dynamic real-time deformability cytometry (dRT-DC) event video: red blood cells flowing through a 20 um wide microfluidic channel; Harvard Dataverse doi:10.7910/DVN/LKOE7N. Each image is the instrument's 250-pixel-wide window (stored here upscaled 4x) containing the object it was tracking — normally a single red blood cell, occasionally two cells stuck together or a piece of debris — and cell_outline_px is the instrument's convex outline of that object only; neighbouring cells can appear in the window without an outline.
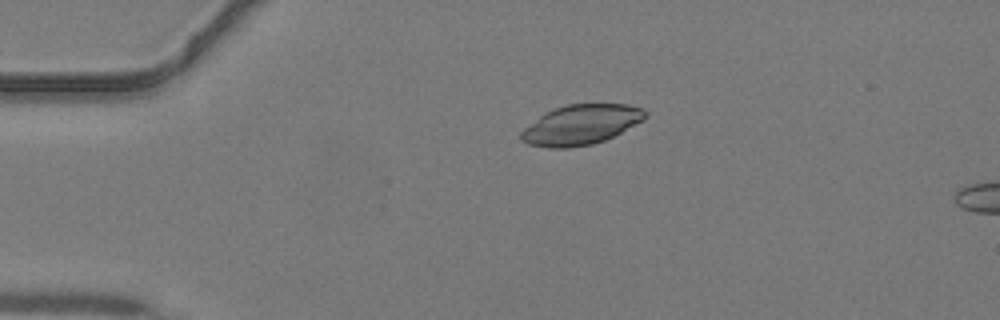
{"species": "common noctule bat (a hibernating species)", "species_latin": "Nyctalus noctula", "temperature_condition": "warm", "stored_images_in_passage": 5, "camera_frame_rate_fps": 3000, "um_per_image_px": 0.085, "animal": {"sex": "male", "body_mass_g": 19.2, "forearm_length_mm": 51.8}, "frame": {"image": 1, "passage_image": 1, "time_ms": 0.0, "image_size_px": [1000, 320], "cell_outline_px": [[648, 116], [644, 120], [604, 140], [592, 144], [568, 148], [548, 148], [528, 144], [520, 140], [520, 132], [524, 128], [544, 112], [568, 104], [628, 104], [644, 108], [648, 112]], "centroid_in_image_um": [49.38, 10.59], "position_along_channel_um": 35.6, "area_um2": 28.96}}